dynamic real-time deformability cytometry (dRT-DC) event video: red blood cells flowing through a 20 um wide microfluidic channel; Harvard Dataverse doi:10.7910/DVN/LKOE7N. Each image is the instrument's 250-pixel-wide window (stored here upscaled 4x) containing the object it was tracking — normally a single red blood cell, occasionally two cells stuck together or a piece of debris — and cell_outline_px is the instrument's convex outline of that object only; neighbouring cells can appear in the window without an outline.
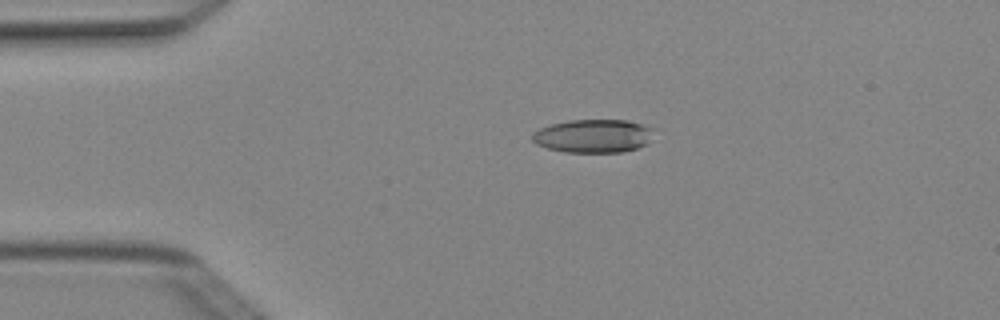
{"species": "Egyptian fruit bat (a non-hibernating species)", "species_latin": "Rousettus aegyptiacus", "temperature_condition": "cold", "stored_images_in_passage": 2, "camera_frame_rate_fps": 3000, "um_per_image_px": 0.085, "animal": {"sex": "female"}, "frame": {"image": 1, "passage_image": 1, "time_ms": 0.0, "image_size_px": [1000, 320], "cell_outline_px": [[656, 128], [644, 144], [636, 148], [624, 152], [564, 152], [548, 148], [536, 144], [532, 140], [532, 132], [540, 128], [552, 124], [568, 120], [628, 120]], "centroid_in_image_um": [50.41, 11.55], "position_along_channel_um": 34.6, "area_um2": 23.58}}
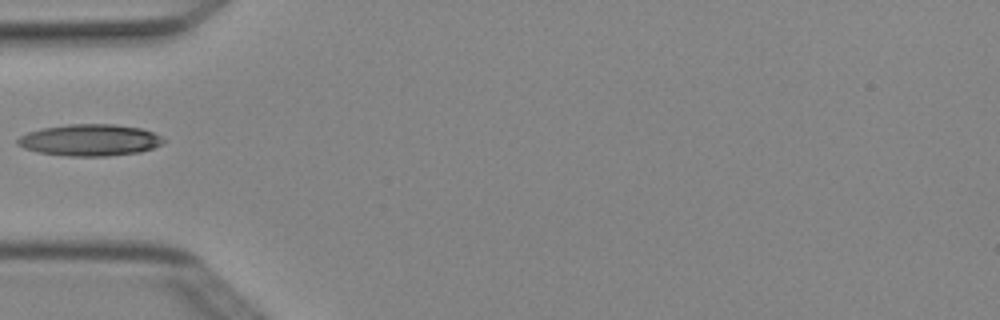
{"frame": {"image": 2, "passage_image": 2, "time_ms": 0.333, "image_size_px": [1000, 320], "cell_outline_px": [[164, 140], [160, 144], [152, 148], [140, 152], [108, 156], [68, 156], [40, 152], [24, 148], [16, 144], [16, 140], [20, 136], [28, 132], [40, 128], [68, 124], [116, 124], [140, 128], [152, 132], [160, 136]], "centroid_in_image_um": [7.6, 11.9], "position_along_channel_um": 77.4, "area_um2": 26.82}}